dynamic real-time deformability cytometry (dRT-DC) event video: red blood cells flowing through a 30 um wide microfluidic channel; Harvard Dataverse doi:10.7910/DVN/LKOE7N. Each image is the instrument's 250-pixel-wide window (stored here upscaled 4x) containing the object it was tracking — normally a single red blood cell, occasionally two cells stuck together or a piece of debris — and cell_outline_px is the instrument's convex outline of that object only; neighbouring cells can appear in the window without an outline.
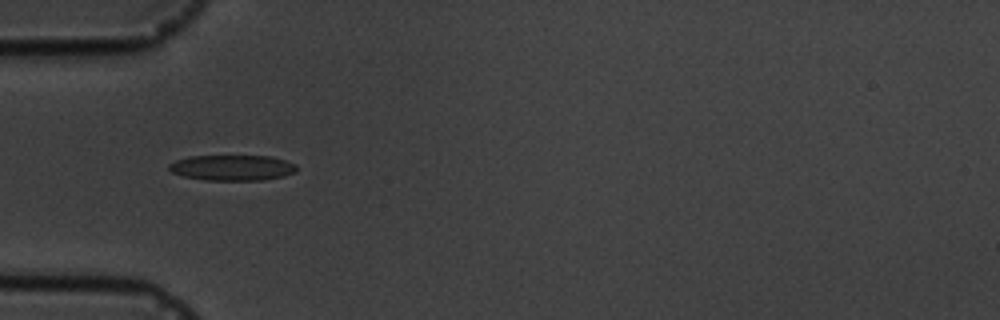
{"species": "common noctule bat (a hibernating species)", "species_latin": "Nyctalus noctula", "temperature_condition": "cold", "stored_images_in_passage": 2, "camera_frame_rate_fps": 3000, "um_per_image_px": 0.085, "animal": {"sex": "male", "body_mass_g": 19.5, "forearm_length_mm": 54.6}, "frame": {"image": 1, "passage_image": 1, "time_ms": 0.0, "image_size_px": [1000, 320], "cell_outline_px": [[296, 172], [284, 176], [264, 180], [204, 180], [184, 176], [172, 172], [168, 168], [168, 164], [176, 160], [188, 156], [272, 156], [296, 164]], "centroid_in_image_um": [19.75, 14.25], "position_along_channel_um": 65.3, "area_um2": 19.07}}
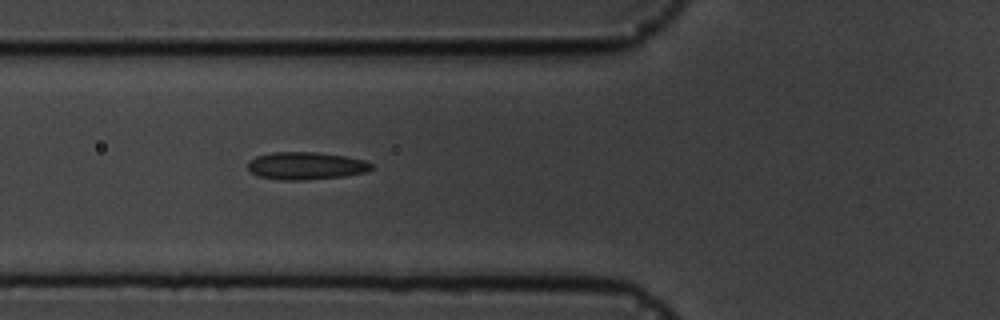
{"frame": {"image": 2, "passage_image": 2, "time_ms": 1.0, "image_size_px": [1000, 320], "cell_outline_px": [[372, 168], [368, 172], [344, 176], [304, 180], [284, 180], [260, 176], [252, 172], [248, 168], [248, 164], [256, 156], [272, 152], [316, 152], [344, 156], [364, 160], [372, 164]], "centroid_in_image_um": [26.04, 14.09], "position_along_channel_um": 99.8, "area_um2": 19.65}}